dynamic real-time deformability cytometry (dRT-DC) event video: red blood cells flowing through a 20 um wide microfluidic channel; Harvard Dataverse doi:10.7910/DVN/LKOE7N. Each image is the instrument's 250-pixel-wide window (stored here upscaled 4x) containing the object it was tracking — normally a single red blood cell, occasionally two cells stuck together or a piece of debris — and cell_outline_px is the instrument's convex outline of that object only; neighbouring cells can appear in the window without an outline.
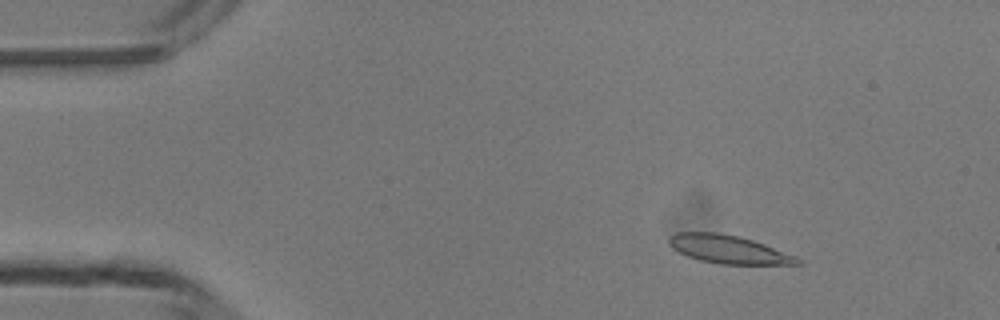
{"species": "common noctule bat (a hibernating species)", "species_latin": "Nyctalus noctula", "temperature_condition": "room temperature", "stored_images_in_passage": 5, "camera_frame_rate_fps": 3000, "um_per_image_px": 0.085, "animal": {"sex": "male", "body_mass_g": 13.3}, "frame": {"image": 1, "passage_image": 2, "time_ms": 2.0, "image_size_px": [1000, 320], "cell_outline_px": [[804, 264], [720, 264], [700, 260], [688, 256], [672, 248], [668, 244], [668, 236], [676, 232], [716, 232], [736, 236], [752, 240], [764, 244], [796, 256], [804, 260]], "centroid_in_image_um": [61.92, 21.19], "position_along_channel_um": 23.1, "area_um2": 21.1}}